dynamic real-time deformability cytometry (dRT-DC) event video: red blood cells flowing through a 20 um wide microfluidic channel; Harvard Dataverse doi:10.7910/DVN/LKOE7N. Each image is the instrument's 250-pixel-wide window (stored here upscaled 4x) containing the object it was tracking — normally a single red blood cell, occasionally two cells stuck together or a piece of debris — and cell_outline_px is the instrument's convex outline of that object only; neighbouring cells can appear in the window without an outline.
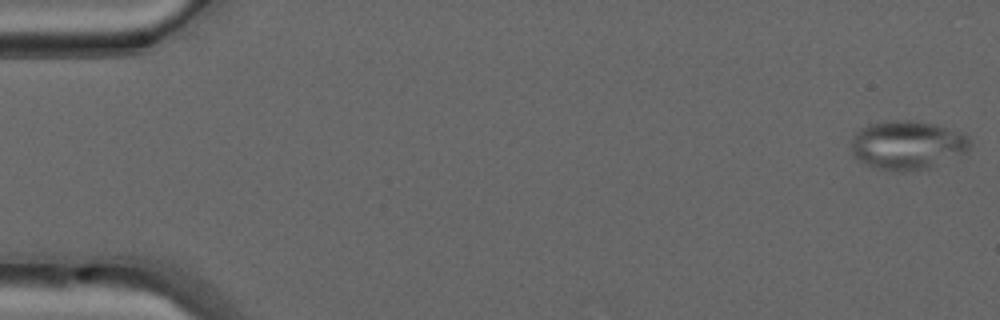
{"species": "common noctule bat (a hibernating species)", "species_latin": "Nyctalus noctula", "temperature_condition": "warm", "stored_images_in_passage": 7, "camera_frame_rate_fps": 3000, "um_per_image_px": 0.085, "animal": {"sex": "male", "forearm_length_mm": 52.5}, "frame": {"image": 1, "passage_image": 1, "time_ms": 0.0, "image_size_px": [1000, 320], "cell_outline_px": [[972, 144], [968, 152], [928, 168], [912, 172], [888, 172], [876, 168], [856, 160], [852, 152], [852, 140], [856, 132], [860, 128], [868, 124], [884, 120], [908, 120], [932, 124], [964, 132], [972, 140]], "centroid_in_image_um": [77.14, 12.35], "position_along_channel_um": 7.9, "area_um2": 34.45}}